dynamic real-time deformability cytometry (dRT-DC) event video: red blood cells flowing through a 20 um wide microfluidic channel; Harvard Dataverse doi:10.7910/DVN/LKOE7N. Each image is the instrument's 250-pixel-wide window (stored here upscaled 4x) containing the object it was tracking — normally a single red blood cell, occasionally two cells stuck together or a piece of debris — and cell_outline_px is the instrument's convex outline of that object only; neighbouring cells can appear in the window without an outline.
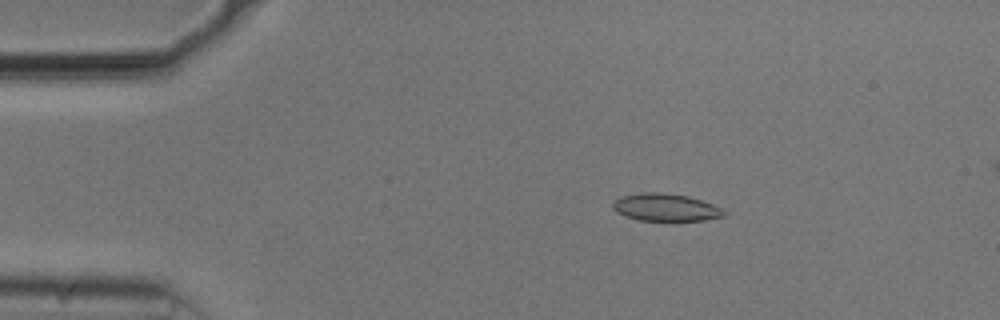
{"species": "common noctule bat (a hibernating species)", "species_latin": "Nyctalus noctula", "temperature_condition": "cold", "stored_images_in_passage": 54, "camera_frame_rate_fps": 3000, "um_per_image_px": 0.085, "animal": {"sex": "male", "body_mass_g": 20.5, "forearm_length_mm": 52.5}, "frame": {"image": 1, "passage_image": 10, "time_ms": 3.0, "image_size_px": [1000, 320], "cell_outline_px": [[724, 216], [704, 220], [676, 224], [640, 220], [624, 216], [616, 212], [612, 208], [612, 204], [620, 196], [648, 192], [660, 192], [688, 196], [712, 204], [720, 208], [724, 212]], "centroid_in_image_um": [56.57, 17.68], "position_along_channel_um": 28.4, "area_um2": 18.44}}
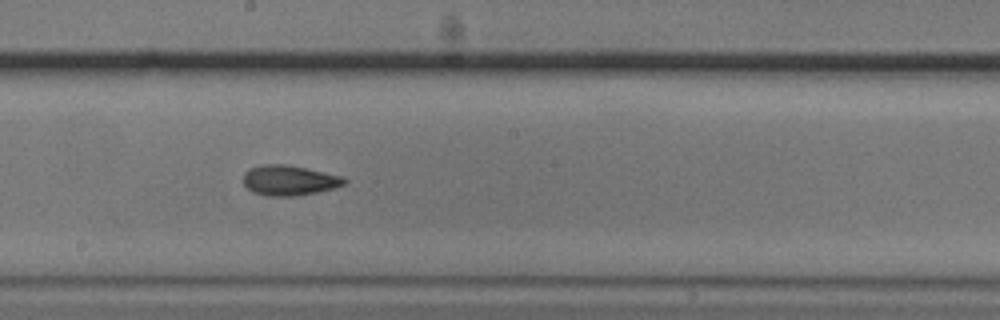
{"frame": {"image": 2, "passage_image": 30, "time_ms": 9.667, "image_size_px": [1000, 320], "cell_outline_px": [[348, 180], [344, 184], [332, 188], [316, 192], [296, 196], [268, 196], [252, 192], [244, 184], [244, 172], [248, 168], [264, 164], [288, 164], [344, 176]], "centroid_in_image_um": [24.58, 15.32], "position_along_channel_um": 223.6, "area_um2": 17.86}}
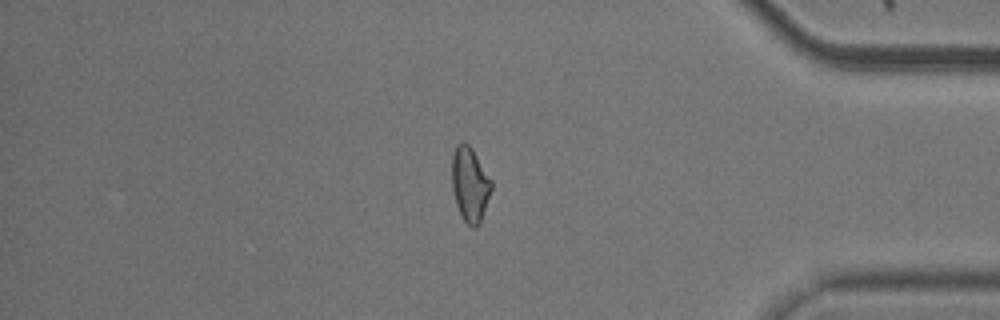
{"frame": {"image": 3, "passage_image": 46, "time_ms": 15.0, "image_size_px": [1000, 320], "cell_outline_px": [[492, 188], [480, 224], [476, 228], [472, 228], [460, 216], [456, 204], [452, 188], [452, 156], [456, 144], [464, 140], [472, 148], [492, 180]], "centroid_in_image_um": [39.94, 15.67], "position_along_channel_um": 395.3, "area_um2": 17.4}, "authors_computed_cell_mechanics": {"area_um2": 17.5712, "velocity_mm_per_s": 3.7496, "shape_relaxation_time_tau1_ms": 3.6475, "shape_relaxation_time_tau2_ms": 3.857, "deformation_change_tau1": 0.1245, "deformation_change_tau2": 0.1092}}